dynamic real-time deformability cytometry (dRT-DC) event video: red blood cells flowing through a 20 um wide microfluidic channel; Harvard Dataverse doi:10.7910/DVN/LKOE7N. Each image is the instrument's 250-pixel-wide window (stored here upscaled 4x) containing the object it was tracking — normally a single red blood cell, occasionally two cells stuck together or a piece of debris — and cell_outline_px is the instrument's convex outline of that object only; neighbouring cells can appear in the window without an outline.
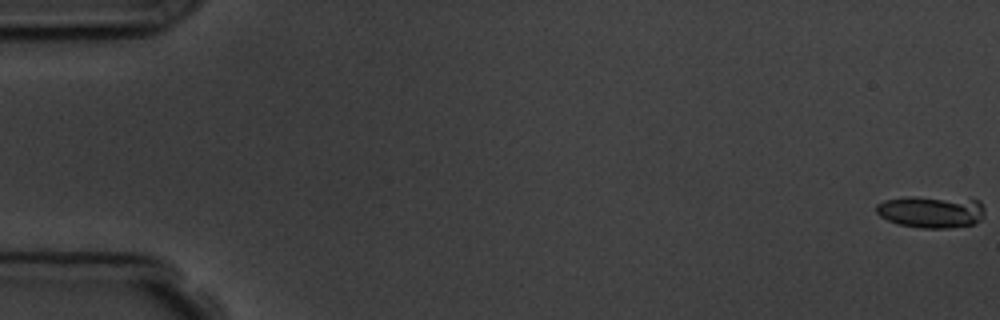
{"species": "common noctule bat (a hibernating species)", "species_latin": "Nyctalus noctula", "temperature_condition": "room temperature", "stored_images_in_passage": 4, "camera_frame_rate_fps": 3000, "um_per_image_px": 0.085, "animal": {"sex": "male", "body_mass_g": 19.5, "forearm_length_mm": 54.6}, "frame": {"image": 1, "passage_image": 1, "time_ms": 0.0, "image_size_px": [1000, 320], "cell_outline_px": [[984, 216], [980, 220], [972, 224], [948, 228], [920, 228], [900, 224], [888, 220], [880, 216], [876, 212], [876, 204], [884, 200], [908, 196], [916, 196], [980, 200], [984, 208]], "centroid_in_image_um": [79.14, 17.99], "position_along_channel_um": 5.9, "area_um2": 20.35}}
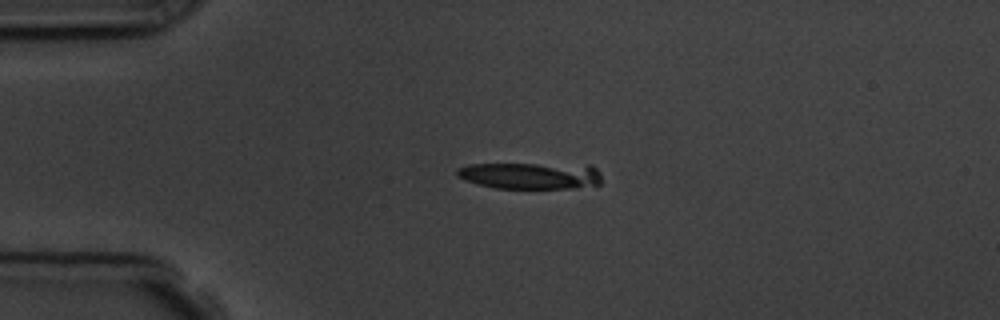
{"frame": {"image": 2, "passage_image": 4, "time_ms": 4.333, "image_size_px": [1000, 320], "cell_outline_px": [[600, 184], [576, 188], [496, 188], [480, 184], [456, 176], [456, 168], [468, 164], [592, 164], [600, 172]], "centroid_in_image_um": [45.14, 14.91], "position_along_channel_um": 39.9, "area_um2": 22.6}}